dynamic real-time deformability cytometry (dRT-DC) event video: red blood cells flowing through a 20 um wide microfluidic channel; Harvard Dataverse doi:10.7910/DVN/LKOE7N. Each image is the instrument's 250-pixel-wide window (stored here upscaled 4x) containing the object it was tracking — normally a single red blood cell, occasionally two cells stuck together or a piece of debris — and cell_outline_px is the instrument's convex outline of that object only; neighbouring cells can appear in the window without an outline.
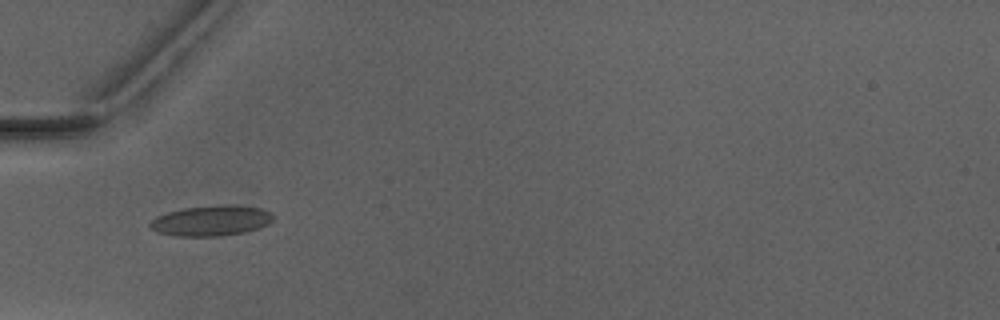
{"species": "Egyptian fruit bat (a non-hibernating species)", "species_latin": "Rousettus aegyptiacus", "temperature_condition": "warm", "stored_images_in_passage": 5, "camera_frame_rate_fps": 3000, "um_per_image_px": 0.085, "animal": {"sex": "male"}, "frame": {"image": 1, "passage_image": 5, "time_ms": 5.333, "image_size_px": [1000, 320], "cell_outline_px": [[272, 220], [268, 224], [244, 232], [216, 236], [176, 236], [156, 232], [148, 224], [156, 216], [168, 212], [184, 208], [216, 204], [236, 204], [260, 208], [272, 212]], "centroid_in_image_um": [17.94, 18.73], "position_along_channel_um": 67.1, "area_um2": 21.91}}